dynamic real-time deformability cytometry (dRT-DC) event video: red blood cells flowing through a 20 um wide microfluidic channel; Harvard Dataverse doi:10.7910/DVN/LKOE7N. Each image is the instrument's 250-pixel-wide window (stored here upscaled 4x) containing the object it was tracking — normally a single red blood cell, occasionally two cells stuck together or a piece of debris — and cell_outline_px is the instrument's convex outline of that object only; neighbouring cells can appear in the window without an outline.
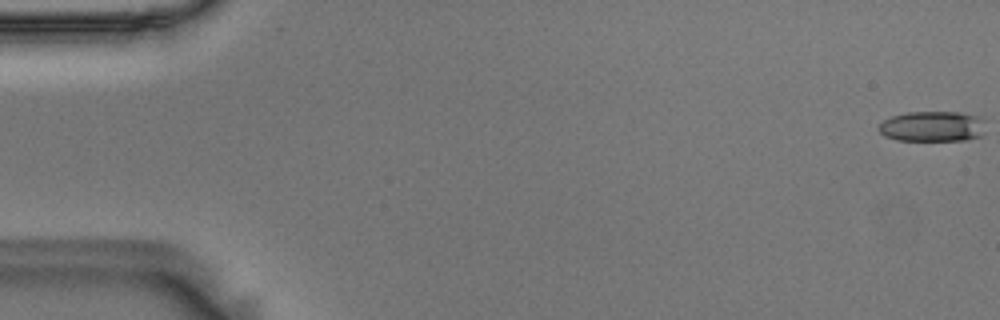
{"species": "Egyptian fruit bat (a non-hibernating species)", "species_latin": "Rousettus aegyptiacus", "temperature_condition": "room temperature", "stored_images_in_passage": 56, "camera_frame_rate_fps": 3000, "um_per_image_px": 0.085, "animal": {"sex": "male"}, "frame": {"image": 1, "passage_image": 1, "time_ms": 0.0, "image_size_px": [1000, 320], "cell_outline_px": [[984, 136], [964, 140], [896, 140], [884, 136], [880, 132], [880, 124], [884, 120], [892, 116], [908, 112], [960, 112], [984, 116]], "centroid_in_image_um": [79.33, 10.74], "position_along_channel_um": 5.7, "area_um2": 19.19}}
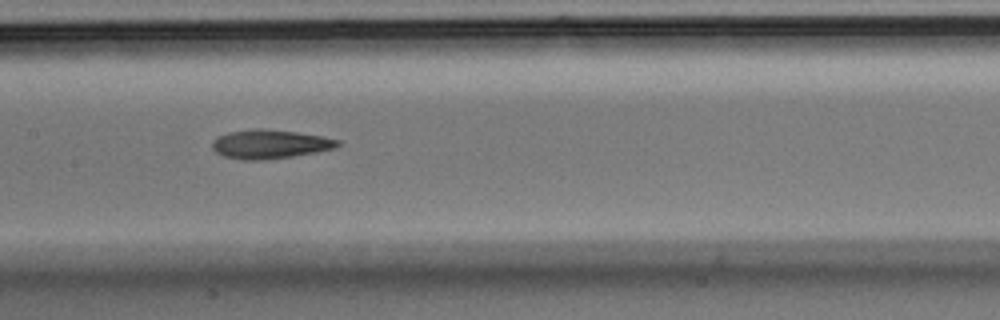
{"frame": {"image": 2, "passage_image": 28, "time_ms": 9.0, "image_size_px": [1000, 320], "cell_outline_px": [[340, 144], [336, 148], [316, 152], [292, 156], [264, 160], [244, 160], [224, 156], [216, 152], [212, 148], [212, 140], [216, 136], [228, 132], [252, 128], [268, 128], [296, 132], [320, 136], [340, 140]], "centroid_in_image_um": [22.91, 12.24], "position_along_channel_um": 184.5, "area_um2": 21.33}}
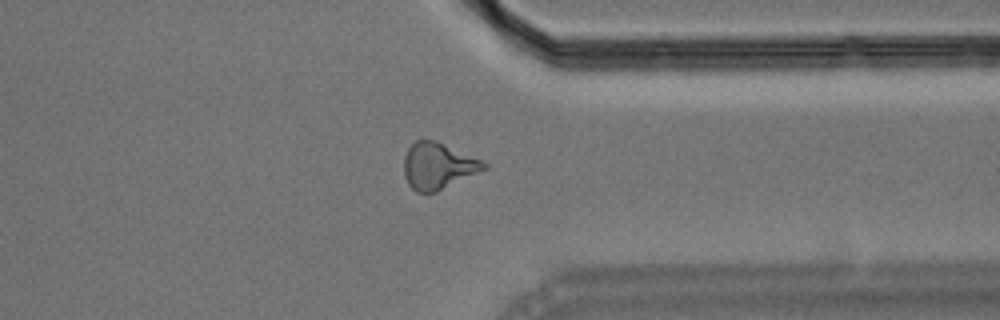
{"frame": {"image": 3, "passage_image": 44, "time_ms": 14.333, "image_size_px": [1000, 320], "cell_outline_px": [[488, 168], [436, 192], [416, 192], [408, 184], [404, 176], [404, 156], [408, 148], [416, 140], [436, 140], [480, 160], [488, 164]], "centroid_in_image_um": [37.21, 14.11], "position_along_channel_um": 374.2, "area_um2": 21.44}, "authors_computed_cell_mechanics": {"area_um2": 20.6635, "velocity_mm_per_s": 3.6199, "shape_relaxation_time_tau1_ms": 8.9836, "shape_relaxation_time_tau2_ms": 2.0777, "deformation_change_tau1": 0.2259, "deformation_change_tau2": 0.1023}}